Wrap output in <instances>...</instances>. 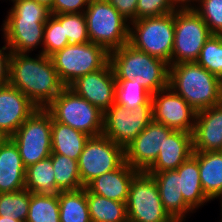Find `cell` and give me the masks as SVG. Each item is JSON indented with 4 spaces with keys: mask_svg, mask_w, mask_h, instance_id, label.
<instances>
[{
    "mask_svg": "<svg viewBox=\"0 0 222 222\" xmlns=\"http://www.w3.org/2000/svg\"><path fill=\"white\" fill-rule=\"evenodd\" d=\"M12 52L9 84L20 90L38 108H46L65 88L50 57L39 53Z\"/></svg>",
    "mask_w": 222,
    "mask_h": 222,
    "instance_id": "obj_1",
    "label": "cell"
},
{
    "mask_svg": "<svg viewBox=\"0 0 222 222\" xmlns=\"http://www.w3.org/2000/svg\"><path fill=\"white\" fill-rule=\"evenodd\" d=\"M109 62L116 80L133 81L152 95L169 86V64L129 43L109 52Z\"/></svg>",
    "mask_w": 222,
    "mask_h": 222,
    "instance_id": "obj_2",
    "label": "cell"
},
{
    "mask_svg": "<svg viewBox=\"0 0 222 222\" xmlns=\"http://www.w3.org/2000/svg\"><path fill=\"white\" fill-rule=\"evenodd\" d=\"M169 86L196 111L222 102V80L196 62L171 64Z\"/></svg>",
    "mask_w": 222,
    "mask_h": 222,
    "instance_id": "obj_3",
    "label": "cell"
},
{
    "mask_svg": "<svg viewBox=\"0 0 222 222\" xmlns=\"http://www.w3.org/2000/svg\"><path fill=\"white\" fill-rule=\"evenodd\" d=\"M84 14L90 42L108 52L129 43L130 22L107 0H90Z\"/></svg>",
    "mask_w": 222,
    "mask_h": 222,
    "instance_id": "obj_4",
    "label": "cell"
},
{
    "mask_svg": "<svg viewBox=\"0 0 222 222\" xmlns=\"http://www.w3.org/2000/svg\"><path fill=\"white\" fill-rule=\"evenodd\" d=\"M174 35L173 12L130 22L129 44L150 56L162 59L170 66Z\"/></svg>",
    "mask_w": 222,
    "mask_h": 222,
    "instance_id": "obj_5",
    "label": "cell"
},
{
    "mask_svg": "<svg viewBox=\"0 0 222 222\" xmlns=\"http://www.w3.org/2000/svg\"><path fill=\"white\" fill-rule=\"evenodd\" d=\"M46 109L55 121L69 125L90 137L103 132L104 113L69 87H65Z\"/></svg>",
    "mask_w": 222,
    "mask_h": 222,
    "instance_id": "obj_6",
    "label": "cell"
},
{
    "mask_svg": "<svg viewBox=\"0 0 222 222\" xmlns=\"http://www.w3.org/2000/svg\"><path fill=\"white\" fill-rule=\"evenodd\" d=\"M58 77L69 87L79 77L103 68L109 62V52L93 42L67 45L50 56Z\"/></svg>",
    "mask_w": 222,
    "mask_h": 222,
    "instance_id": "obj_7",
    "label": "cell"
},
{
    "mask_svg": "<svg viewBox=\"0 0 222 222\" xmlns=\"http://www.w3.org/2000/svg\"><path fill=\"white\" fill-rule=\"evenodd\" d=\"M51 130V113L46 108H38L10 137L19 150L25 168L51 155Z\"/></svg>",
    "mask_w": 222,
    "mask_h": 222,
    "instance_id": "obj_8",
    "label": "cell"
},
{
    "mask_svg": "<svg viewBox=\"0 0 222 222\" xmlns=\"http://www.w3.org/2000/svg\"><path fill=\"white\" fill-rule=\"evenodd\" d=\"M174 43L171 64L195 62L206 40L212 34L193 8L174 11Z\"/></svg>",
    "mask_w": 222,
    "mask_h": 222,
    "instance_id": "obj_9",
    "label": "cell"
},
{
    "mask_svg": "<svg viewBox=\"0 0 222 222\" xmlns=\"http://www.w3.org/2000/svg\"><path fill=\"white\" fill-rule=\"evenodd\" d=\"M128 222H165V212L159 188L152 175L139 171L131 181L126 202Z\"/></svg>",
    "mask_w": 222,
    "mask_h": 222,
    "instance_id": "obj_10",
    "label": "cell"
},
{
    "mask_svg": "<svg viewBox=\"0 0 222 222\" xmlns=\"http://www.w3.org/2000/svg\"><path fill=\"white\" fill-rule=\"evenodd\" d=\"M125 161L124 148L101 134L91 136L78 160L83 187L96 177L117 169Z\"/></svg>",
    "mask_w": 222,
    "mask_h": 222,
    "instance_id": "obj_11",
    "label": "cell"
},
{
    "mask_svg": "<svg viewBox=\"0 0 222 222\" xmlns=\"http://www.w3.org/2000/svg\"><path fill=\"white\" fill-rule=\"evenodd\" d=\"M152 120V104L130 110L114 103L104 112L102 134L125 148Z\"/></svg>",
    "mask_w": 222,
    "mask_h": 222,
    "instance_id": "obj_12",
    "label": "cell"
},
{
    "mask_svg": "<svg viewBox=\"0 0 222 222\" xmlns=\"http://www.w3.org/2000/svg\"><path fill=\"white\" fill-rule=\"evenodd\" d=\"M153 121L174 130L193 132L197 111L170 86L152 95Z\"/></svg>",
    "mask_w": 222,
    "mask_h": 222,
    "instance_id": "obj_13",
    "label": "cell"
},
{
    "mask_svg": "<svg viewBox=\"0 0 222 222\" xmlns=\"http://www.w3.org/2000/svg\"><path fill=\"white\" fill-rule=\"evenodd\" d=\"M174 129L151 121L138 136L124 148L125 162L138 171L146 172L156 161L165 138Z\"/></svg>",
    "mask_w": 222,
    "mask_h": 222,
    "instance_id": "obj_14",
    "label": "cell"
},
{
    "mask_svg": "<svg viewBox=\"0 0 222 222\" xmlns=\"http://www.w3.org/2000/svg\"><path fill=\"white\" fill-rule=\"evenodd\" d=\"M116 79L108 62L103 68L79 77L69 88L103 113L115 102Z\"/></svg>",
    "mask_w": 222,
    "mask_h": 222,
    "instance_id": "obj_15",
    "label": "cell"
},
{
    "mask_svg": "<svg viewBox=\"0 0 222 222\" xmlns=\"http://www.w3.org/2000/svg\"><path fill=\"white\" fill-rule=\"evenodd\" d=\"M48 18L6 17L0 29L10 50L32 53L43 47L44 28Z\"/></svg>",
    "mask_w": 222,
    "mask_h": 222,
    "instance_id": "obj_16",
    "label": "cell"
},
{
    "mask_svg": "<svg viewBox=\"0 0 222 222\" xmlns=\"http://www.w3.org/2000/svg\"><path fill=\"white\" fill-rule=\"evenodd\" d=\"M38 107L10 84L0 87V132L11 137Z\"/></svg>",
    "mask_w": 222,
    "mask_h": 222,
    "instance_id": "obj_17",
    "label": "cell"
},
{
    "mask_svg": "<svg viewBox=\"0 0 222 222\" xmlns=\"http://www.w3.org/2000/svg\"><path fill=\"white\" fill-rule=\"evenodd\" d=\"M192 140L193 151H222V102L197 111Z\"/></svg>",
    "mask_w": 222,
    "mask_h": 222,
    "instance_id": "obj_18",
    "label": "cell"
},
{
    "mask_svg": "<svg viewBox=\"0 0 222 222\" xmlns=\"http://www.w3.org/2000/svg\"><path fill=\"white\" fill-rule=\"evenodd\" d=\"M138 172L124 161L117 169L90 181L85 188L93 194L126 203L131 181Z\"/></svg>",
    "mask_w": 222,
    "mask_h": 222,
    "instance_id": "obj_19",
    "label": "cell"
},
{
    "mask_svg": "<svg viewBox=\"0 0 222 222\" xmlns=\"http://www.w3.org/2000/svg\"><path fill=\"white\" fill-rule=\"evenodd\" d=\"M192 154V133L174 130L167 138H165L156 161L146 172L158 173L176 170Z\"/></svg>",
    "mask_w": 222,
    "mask_h": 222,
    "instance_id": "obj_20",
    "label": "cell"
},
{
    "mask_svg": "<svg viewBox=\"0 0 222 222\" xmlns=\"http://www.w3.org/2000/svg\"><path fill=\"white\" fill-rule=\"evenodd\" d=\"M25 170L16 144L7 137L0 144V193L25 189Z\"/></svg>",
    "mask_w": 222,
    "mask_h": 222,
    "instance_id": "obj_21",
    "label": "cell"
},
{
    "mask_svg": "<svg viewBox=\"0 0 222 222\" xmlns=\"http://www.w3.org/2000/svg\"><path fill=\"white\" fill-rule=\"evenodd\" d=\"M157 183L160 199L165 212L170 217L187 220V216L194 211L184 202L180 191V175L176 170L148 173Z\"/></svg>",
    "mask_w": 222,
    "mask_h": 222,
    "instance_id": "obj_22",
    "label": "cell"
},
{
    "mask_svg": "<svg viewBox=\"0 0 222 222\" xmlns=\"http://www.w3.org/2000/svg\"><path fill=\"white\" fill-rule=\"evenodd\" d=\"M192 155L198 161L201 186L206 197L210 202L219 199L222 203V151H193Z\"/></svg>",
    "mask_w": 222,
    "mask_h": 222,
    "instance_id": "obj_23",
    "label": "cell"
},
{
    "mask_svg": "<svg viewBox=\"0 0 222 222\" xmlns=\"http://www.w3.org/2000/svg\"><path fill=\"white\" fill-rule=\"evenodd\" d=\"M176 171L180 175V191L184 202L196 212L210 201L201 186L197 159L191 155Z\"/></svg>",
    "mask_w": 222,
    "mask_h": 222,
    "instance_id": "obj_24",
    "label": "cell"
},
{
    "mask_svg": "<svg viewBox=\"0 0 222 222\" xmlns=\"http://www.w3.org/2000/svg\"><path fill=\"white\" fill-rule=\"evenodd\" d=\"M89 138V135L74 129L69 125L57 122L52 117L51 153L65 155L73 160H79Z\"/></svg>",
    "mask_w": 222,
    "mask_h": 222,
    "instance_id": "obj_25",
    "label": "cell"
},
{
    "mask_svg": "<svg viewBox=\"0 0 222 222\" xmlns=\"http://www.w3.org/2000/svg\"><path fill=\"white\" fill-rule=\"evenodd\" d=\"M51 155L25 170V189L31 193L56 195L60 191L56 187Z\"/></svg>",
    "mask_w": 222,
    "mask_h": 222,
    "instance_id": "obj_26",
    "label": "cell"
},
{
    "mask_svg": "<svg viewBox=\"0 0 222 222\" xmlns=\"http://www.w3.org/2000/svg\"><path fill=\"white\" fill-rule=\"evenodd\" d=\"M60 222H91L87 189L58 193Z\"/></svg>",
    "mask_w": 222,
    "mask_h": 222,
    "instance_id": "obj_27",
    "label": "cell"
},
{
    "mask_svg": "<svg viewBox=\"0 0 222 222\" xmlns=\"http://www.w3.org/2000/svg\"><path fill=\"white\" fill-rule=\"evenodd\" d=\"M91 222H128L126 203L111 200L87 190Z\"/></svg>",
    "mask_w": 222,
    "mask_h": 222,
    "instance_id": "obj_28",
    "label": "cell"
},
{
    "mask_svg": "<svg viewBox=\"0 0 222 222\" xmlns=\"http://www.w3.org/2000/svg\"><path fill=\"white\" fill-rule=\"evenodd\" d=\"M51 160L59 191H76L84 188L80 180L78 160L56 153H51Z\"/></svg>",
    "mask_w": 222,
    "mask_h": 222,
    "instance_id": "obj_29",
    "label": "cell"
},
{
    "mask_svg": "<svg viewBox=\"0 0 222 222\" xmlns=\"http://www.w3.org/2000/svg\"><path fill=\"white\" fill-rule=\"evenodd\" d=\"M25 222H60L58 194L30 192L29 212Z\"/></svg>",
    "mask_w": 222,
    "mask_h": 222,
    "instance_id": "obj_30",
    "label": "cell"
},
{
    "mask_svg": "<svg viewBox=\"0 0 222 222\" xmlns=\"http://www.w3.org/2000/svg\"><path fill=\"white\" fill-rule=\"evenodd\" d=\"M114 103L131 110L140 105L152 104V94L133 81L116 80Z\"/></svg>",
    "mask_w": 222,
    "mask_h": 222,
    "instance_id": "obj_31",
    "label": "cell"
},
{
    "mask_svg": "<svg viewBox=\"0 0 222 222\" xmlns=\"http://www.w3.org/2000/svg\"><path fill=\"white\" fill-rule=\"evenodd\" d=\"M30 204V191L0 193V216L25 222Z\"/></svg>",
    "mask_w": 222,
    "mask_h": 222,
    "instance_id": "obj_32",
    "label": "cell"
},
{
    "mask_svg": "<svg viewBox=\"0 0 222 222\" xmlns=\"http://www.w3.org/2000/svg\"><path fill=\"white\" fill-rule=\"evenodd\" d=\"M67 40L64 38V14H51L45 23L43 47L38 53L50 57L67 46Z\"/></svg>",
    "mask_w": 222,
    "mask_h": 222,
    "instance_id": "obj_33",
    "label": "cell"
},
{
    "mask_svg": "<svg viewBox=\"0 0 222 222\" xmlns=\"http://www.w3.org/2000/svg\"><path fill=\"white\" fill-rule=\"evenodd\" d=\"M222 80V34H211L195 61Z\"/></svg>",
    "mask_w": 222,
    "mask_h": 222,
    "instance_id": "obj_34",
    "label": "cell"
},
{
    "mask_svg": "<svg viewBox=\"0 0 222 222\" xmlns=\"http://www.w3.org/2000/svg\"><path fill=\"white\" fill-rule=\"evenodd\" d=\"M212 34H222V0H197L192 7Z\"/></svg>",
    "mask_w": 222,
    "mask_h": 222,
    "instance_id": "obj_35",
    "label": "cell"
},
{
    "mask_svg": "<svg viewBox=\"0 0 222 222\" xmlns=\"http://www.w3.org/2000/svg\"><path fill=\"white\" fill-rule=\"evenodd\" d=\"M64 38L68 45L90 42L84 12L64 14Z\"/></svg>",
    "mask_w": 222,
    "mask_h": 222,
    "instance_id": "obj_36",
    "label": "cell"
},
{
    "mask_svg": "<svg viewBox=\"0 0 222 222\" xmlns=\"http://www.w3.org/2000/svg\"><path fill=\"white\" fill-rule=\"evenodd\" d=\"M13 4L6 17L49 18L50 9L34 0H9Z\"/></svg>",
    "mask_w": 222,
    "mask_h": 222,
    "instance_id": "obj_37",
    "label": "cell"
},
{
    "mask_svg": "<svg viewBox=\"0 0 222 222\" xmlns=\"http://www.w3.org/2000/svg\"><path fill=\"white\" fill-rule=\"evenodd\" d=\"M177 9L172 0H138L136 9V20L162 16L173 13Z\"/></svg>",
    "mask_w": 222,
    "mask_h": 222,
    "instance_id": "obj_38",
    "label": "cell"
},
{
    "mask_svg": "<svg viewBox=\"0 0 222 222\" xmlns=\"http://www.w3.org/2000/svg\"><path fill=\"white\" fill-rule=\"evenodd\" d=\"M90 0H54L51 14L83 13Z\"/></svg>",
    "mask_w": 222,
    "mask_h": 222,
    "instance_id": "obj_39",
    "label": "cell"
},
{
    "mask_svg": "<svg viewBox=\"0 0 222 222\" xmlns=\"http://www.w3.org/2000/svg\"><path fill=\"white\" fill-rule=\"evenodd\" d=\"M4 45L0 48V87L9 84L10 57L12 51L3 36Z\"/></svg>",
    "mask_w": 222,
    "mask_h": 222,
    "instance_id": "obj_40",
    "label": "cell"
},
{
    "mask_svg": "<svg viewBox=\"0 0 222 222\" xmlns=\"http://www.w3.org/2000/svg\"><path fill=\"white\" fill-rule=\"evenodd\" d=\"M129 22L136 20L138 0H107Z\"/></svg>",
    "mask_w": 222,
    "mask_h": 222,
    "instance_id": "obj_41",
    "label": "cell"
},
{
    "mask_svg": "<svg viewBox=\"0 0 222 222\" xmlns=\"http://www.w3.org/2000/svg\"><path fill=\"white\" fill-rule=\"evenodd\" d=\"M177 8H192L197 0H172Z\"/></svg>",
    "mask_w": 222,
    "mask_h": 222,
    "instance_id": "obj_42",
    "label": "cell"
},
{
    "mask_svg": "<svg viewBox=\"0 0 222 222\" xmlns=\"http://www.w3.org/2000/svg\"><path fill=\"white\" fill-rule=\"evenodd\" d=\"M34 1L38 2L39 4H42V5L46 6L49 9H51L54 0H34Z\"/></svg>",
    "mask_w": 222,
    "mask_h": 222,
    "instance_id": "obj_43",
    "label": "cell"
},
{
    "mask_svg": "<svg viewBox=\"0 0 222 222\" xmlns=\"http://www.w3.org/2000/svg\"><path fill=\"white\" fill-rule=\"evenodd\" d=\"M186 220L178 217H170L165 222H185Z\"/></svg>",
    "mask_w": 222,
    "mask_h": 222,
    "instance_id": "obj_44",
    "label": "cell"
},
{
    "mask_svg": "<svg viewBox=\"0 0 222 222\" xmlns=\"http://www.w3.org/2000/svg\"><path fill=\"white\" fill-rule=\"evenodd\" d=\"M0 222H22V221H18V220L12 219V218H5V217L0 216Z\"/></svg>",
    "mask_w": 222,
    "mask_h": 222,
    "instance_id": "obj_45",
    "label": "cell"
},
{
    "mask_svg": "<svg viewBox=\"0 0 222 222\" xmlns=\"http://www.w3.org/2000/svg\"><path fill=\"white\" fill-rule=\"evenodd\" d=\"M7 137L0 132V144L6 139Z\"/></svg>",
    "mask_w": 222,
    "mask_h": 222,
    "instance_id": "obj_46",
    "label": "cell"
},
{
    "mask_svg": "<svg viewBox=\"0 0 222 222\" xmlns=\"http://www.w3.org/2000/svg\"><path fill=\"white\" fill-rule=\"evenodd\" d=\"M220 205H221V206H220V211H221V212H220V215H221V219H220V220H221V221H219V222H222V203H220Z\"/></svg>",
    "mask_w": 222,
    "mask_h": 222,
    "instance_id": "obj_47",
    "label": "cell"
}]
</instances>
